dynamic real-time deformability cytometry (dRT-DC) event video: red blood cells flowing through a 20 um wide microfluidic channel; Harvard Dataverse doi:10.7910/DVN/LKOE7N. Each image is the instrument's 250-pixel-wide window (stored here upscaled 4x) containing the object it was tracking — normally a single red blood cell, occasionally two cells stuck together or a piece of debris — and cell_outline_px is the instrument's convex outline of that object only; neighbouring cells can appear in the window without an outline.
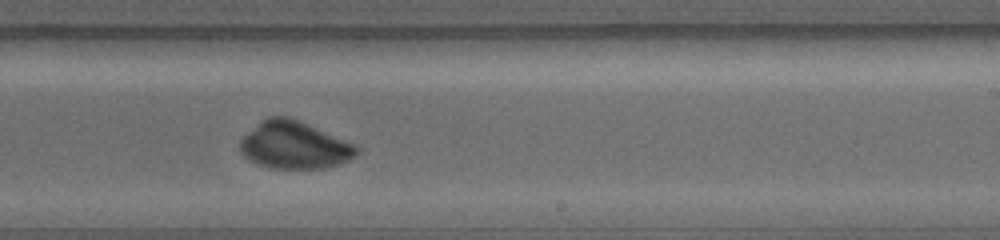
{"species": "common noctule bat (a hibernating species)", "species_latin": "Nyctalus noctula", "temperature_condition": "warm", "stored_images_in_passage": 16, "camera_frame_rate_fps": 5000, "um_per_image_px": 0.085, "animal": {"sex": "female", "body_mass_g": 19.0, "forearm_length_mm": 56.7}, "frame": {"image": 1, "passage_image": 10, "time_ms": 4.0, "image_size_px": [1000, 240], "cell_outline_px": [[360, 152], [356, 156], [348, 160], [324, 168], [272, 168], [256, 164], [248, 160], [240, 152], [240, 140], [248, 132], [268, 116], [284, 116], [300, 120], [352, 144], [360, 148]], "centroid_in_image_um": [24.99, 12.34], "position_along_channel_um": 264.0, "area_um2": 31.85}}
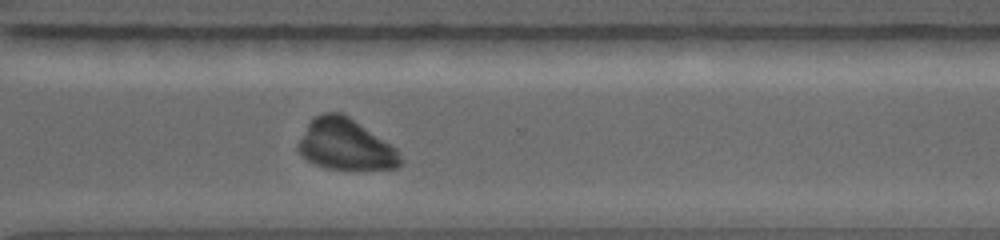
{"frame": {"image": 2, "passage_image": 14, "time_ms": 5.6, "image_size_px": [1000, 240], "cell_outline_px": [[404, 164], [396, 168], [328, 168], [316, 164], [308, 160], [296, 148], [296, 144], [308, 124], [316, 116], [324, 112], [340, 112], [348, 116], [396, 148], [404, 160]], "centroid_in_image_um": [29.38, 12.28], "position_along_channel_um": 341.2, "area_um2": 29.88}}
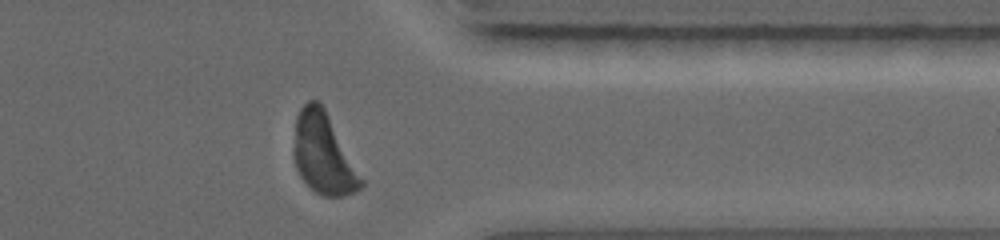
{"frame": {"image": 3, "passage_image": 16, "time_ms": 6.6, "image_size_px": [1000, 240], "cell_outline_px": [[364, 184], [360, 188], [344, 196], [324, 196], [316, 192], [300, 176], [296, 168], [292, 156], [292, 148], [296, 116], [300, 108], [308, 100], [316, 100], [324, 108], [364, 180]], "centroid_in_image_um": [27.45, 13.07], "position_along_channel_um": 384.0, "area_um2": 31.56}}